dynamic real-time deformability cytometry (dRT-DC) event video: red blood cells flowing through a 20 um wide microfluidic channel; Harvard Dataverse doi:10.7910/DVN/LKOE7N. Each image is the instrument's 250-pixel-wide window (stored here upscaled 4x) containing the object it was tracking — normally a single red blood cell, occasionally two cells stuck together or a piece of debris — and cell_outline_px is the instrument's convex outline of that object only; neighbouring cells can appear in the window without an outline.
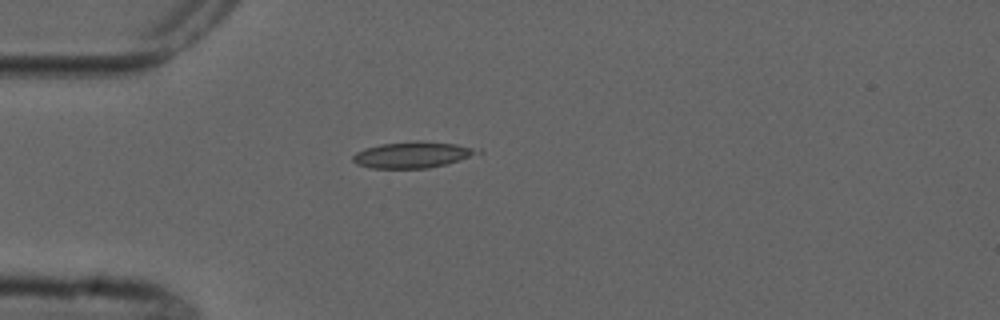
{"species": "common noctule bat (a hibernating species)", "species_latin": "Nyctalus noctula", "temperature_condition": "cold", "stored_images_in_passage": 1, "camera_frame_rate_fps": 3000, "um_per_image_px": 0.085, "animal": {"sex": "male", "forearm_length_mm": 52.5}, "frame": {"image": 1, "passage_image": 1, "time_ms": 0.0, "image_size_px": [1000, 320], "cell_outline_px": [[484, 152], [460, 160], [428, 168], [372, 168], [356, 164], [352, 160], [352, 156], [356, 152], [364, 148], [380, 144], [416, 140], [420, 140], [456, 144], [480, 148]], "centroid_in_image_um": [35.09, 13.14], "position_along_channel_um": 49.9, "area_um2": 19.25}}